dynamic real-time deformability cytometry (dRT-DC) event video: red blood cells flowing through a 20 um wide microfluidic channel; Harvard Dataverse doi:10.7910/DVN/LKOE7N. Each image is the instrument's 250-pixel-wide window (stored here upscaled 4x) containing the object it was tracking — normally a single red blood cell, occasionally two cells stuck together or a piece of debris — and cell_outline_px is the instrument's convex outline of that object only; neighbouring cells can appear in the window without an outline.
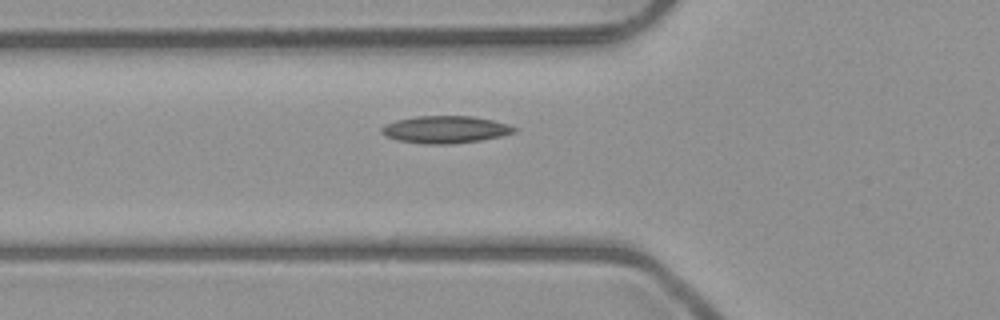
{"species": "common noctule bat (a hibernating species)", "species_latin": "Nyctalus noctula", "temperature_condition": "room temperature", "stored_images_in_passage": 5, "camera_frame_rate_fps": 3000, "um_per_image_px": 0.085, "animal": {"sex": "male", "body_mass_g": 23.1, "forearm_length_mm": 52.7}, "frame": {"image": 1, "passage_image": 5, "time_ms": 5.333, "image_size_px": [1000, 320], "cell_outline_px": [[520, 128], [516, 132], [500, 136], [480, 140], [452, 144], [424, 144], [396, 140], [380, 132], [380, 128], [384, 124], [396, 120], [416, 116], [472, 116], [492, 120], [508, 124]], "centroid_in_image_um": [37.85, 11.01], "position_along_channel_um": 87.9, "area_um2": 21.21}}